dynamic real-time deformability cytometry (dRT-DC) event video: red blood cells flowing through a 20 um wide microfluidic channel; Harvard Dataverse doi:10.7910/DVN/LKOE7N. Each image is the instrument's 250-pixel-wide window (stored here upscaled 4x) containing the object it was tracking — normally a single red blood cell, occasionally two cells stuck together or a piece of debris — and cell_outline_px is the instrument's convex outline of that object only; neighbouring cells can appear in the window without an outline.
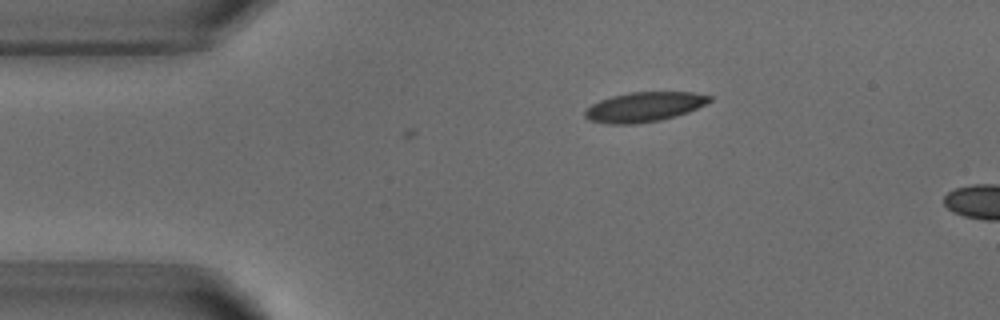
{"species": "common noctule bat (a hibernating species)", "species_latin": "Nyctalus noctula", "temperature_condition": "warm", "stored_images_in_passage": 2, "camera_frame_rate_fps": 3000, "um_per_image_px": 0.085, "animal": {"sex": "male", "body_mass_g": 18.8}, "frame": {"image": 1, "passage_image": 2, "time_ms": 0.333, "image_size_px": [1000, 320], "cell_outline_px": [[712, 100], [688, 112], [676, 116], [660, 120], [636, 124], [608, 124], [588, 120], [584, 116], [584, 112], [592, 104], [600, 100], [612, 96], [628, 92], [692, 92], [712, 96]], "centroid_in_image_um": [54.74, 9.09], "position_along_channel_um": 30.3, "area_um2": 21.56}}